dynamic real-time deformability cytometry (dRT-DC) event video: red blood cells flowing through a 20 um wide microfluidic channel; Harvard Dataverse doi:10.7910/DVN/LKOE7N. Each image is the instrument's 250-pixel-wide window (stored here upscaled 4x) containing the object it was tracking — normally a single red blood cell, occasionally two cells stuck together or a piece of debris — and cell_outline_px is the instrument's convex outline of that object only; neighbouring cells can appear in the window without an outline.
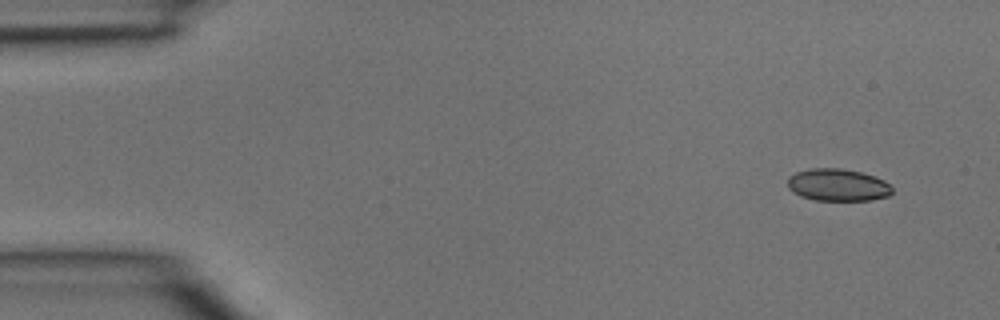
{"species": "common noctule bat (a hibernating species)", "species_latin": "Nyctalus noctula", "temperature_condition": "room temperature", "stored_images_in_passage": 3, "camera_frame_rate_fps": 3000, "um_per_image_px": 0.085, "animal": {"sex": "male", "body_mass_g": 15.6}, "frame": {"image": 1, "passage_image": 1, "time_ms": 0.0, "image_size_px": [1000, 320], "cell_outline_px": [[892, 192], [888, 196], [872, 200], [816, 200], [800, 196], [792, 192], [788, 188], [788, 176], [796, 172], [808, 168], [840, 168], [860, 172], [884, 180], [892, 188]], "centroid_in_image_um": [71.17, 15.72], "position_along_channel_um": 13.8, "area_um2": 19.65}}